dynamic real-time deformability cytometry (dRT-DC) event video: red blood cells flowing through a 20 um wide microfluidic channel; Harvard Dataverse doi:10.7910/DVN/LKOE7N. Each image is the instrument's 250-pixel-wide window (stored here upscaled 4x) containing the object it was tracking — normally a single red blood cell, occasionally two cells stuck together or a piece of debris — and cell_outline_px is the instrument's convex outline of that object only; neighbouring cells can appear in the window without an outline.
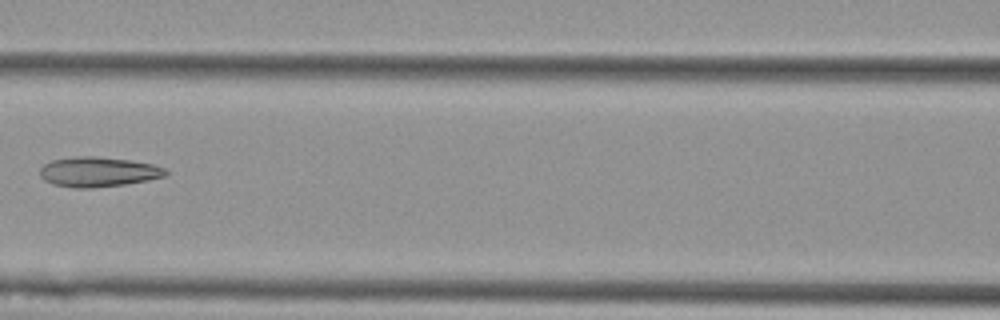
{"species": "Egyptian fruit bat (a non-hibernating species)", "species_latin": "Rousettus aegyptiacus", "temperature_condition": "cold", "stored_images_in_passage": 9, "camera_frame_rate_fps": 3000, "um_per_image_px": 0.085, "animal": {"sex": "female"}, "frame": {"image": 1, "passage_image": 6, "time_ms": 1.667, "image_size_px": [1000, 320], "cell_outline_px": [[168, 176], [148, 180], [124, 184], [92, 188], [76, 188], [56, 184], [44, 180], [40, 176], [40, 168], [44, 164], [52, 160], [76, 156], [96, 156], [128, 160], [152, 164], [164, 168], [168, 172]], "centroid_in_image_um": [8.36, 14.6], "position_along_channel_um": 158.2, "area_um2": 21.79}}
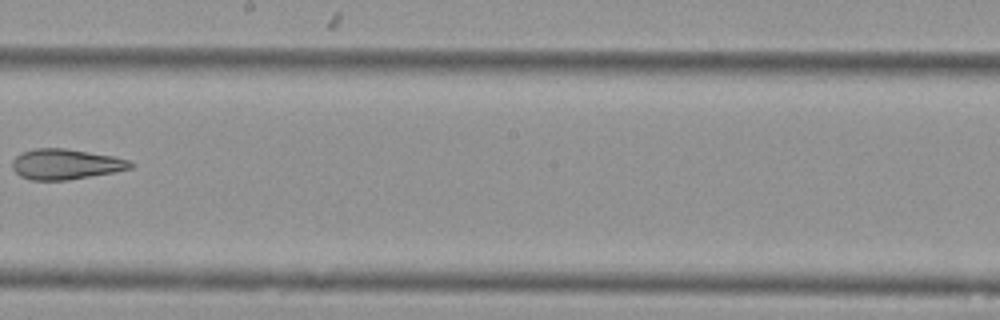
{"frame": {"image": 2, "passage_image": 8, "time_ms": 2.333, "image_size_px": [1000, 320], "cell_outline_px": [[136, 164], [132, 168], [112, 172], [68, 180], [32, 180], [20, 176], [12, 168], [12, 160], [20, 152], [36, 148], [64, 148], [112, 156], [128, 160]], "centroid_in_image_um": [5.55, 13.95], "position_along_channel_um": 242.6, "area_um2": 20.87}}
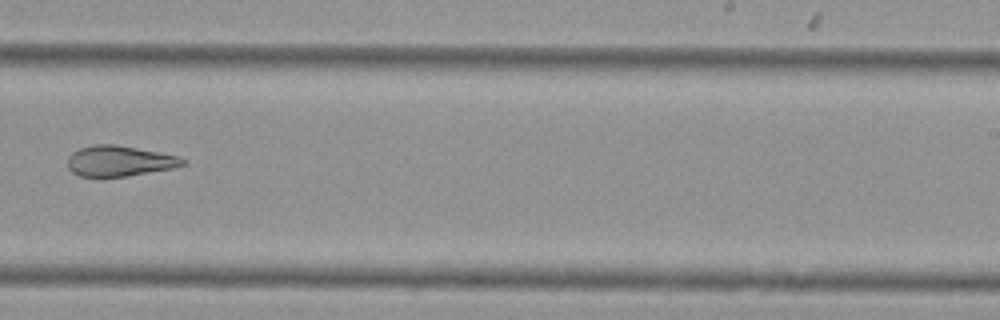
{"frame": {"image": 3, "passage_image": 9, "time_ms": 2.667, "image_size_px": [1000, 320], "cell_outline_px": [[188, 164], [172, 168], [124, 176], [80, 176], [72, 172], [68, 168], [68, 156], [72, 152], [80, 148], [96, 144], [116, 144], [180, 156], [188, 160]], "centroid_in_image_um": [10.18, 13.67], "position_along_channel_um": 278.8, "area_um2": 20.46}}